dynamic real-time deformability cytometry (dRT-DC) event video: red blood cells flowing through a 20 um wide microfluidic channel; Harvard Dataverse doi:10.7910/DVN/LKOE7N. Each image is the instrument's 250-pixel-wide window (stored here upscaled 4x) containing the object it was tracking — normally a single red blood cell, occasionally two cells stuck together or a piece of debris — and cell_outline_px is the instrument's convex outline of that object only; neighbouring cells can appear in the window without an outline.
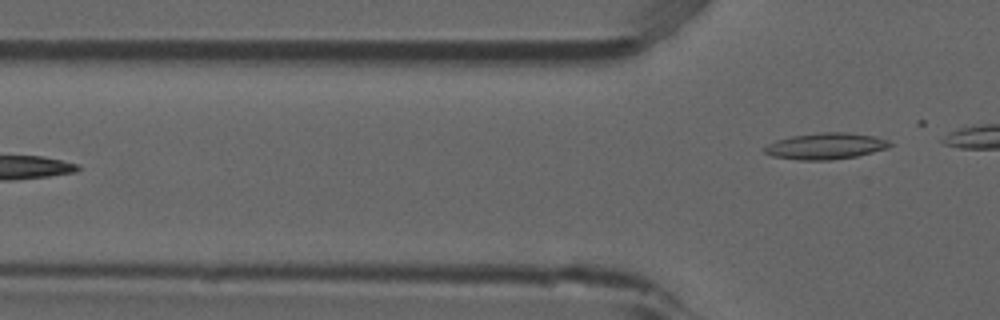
{"species": "common noctule bat (a hibernating species)", "species_latin": "Nyctalus noctula", "temperature_condition": "room temperature", "stored_images_in_passage": 5, "camera_frame_rate_fps": 3000, "um_per_image_px": 0.085, "animal": {"sex": "male", "forearm_length_mm": 52.5}, "frame": {"image": 1, "passage_image": 5, "time_ms": 1.333, "image_size_px": [1000, 320], "cell_outline_px": [[892, 144], [888, 148], [856, 156], [832, 160], [800, 160], [772, 156], [764, 152], [764, 148], [768, 144], [776, 140], [792, 136], [824, 132], [844, 132], [872, 136], [888, 140]], "centroid_in_image_um": [70.17, 12.42], "position_along_channel_um": 55.6, "area_um2": 19.02}}